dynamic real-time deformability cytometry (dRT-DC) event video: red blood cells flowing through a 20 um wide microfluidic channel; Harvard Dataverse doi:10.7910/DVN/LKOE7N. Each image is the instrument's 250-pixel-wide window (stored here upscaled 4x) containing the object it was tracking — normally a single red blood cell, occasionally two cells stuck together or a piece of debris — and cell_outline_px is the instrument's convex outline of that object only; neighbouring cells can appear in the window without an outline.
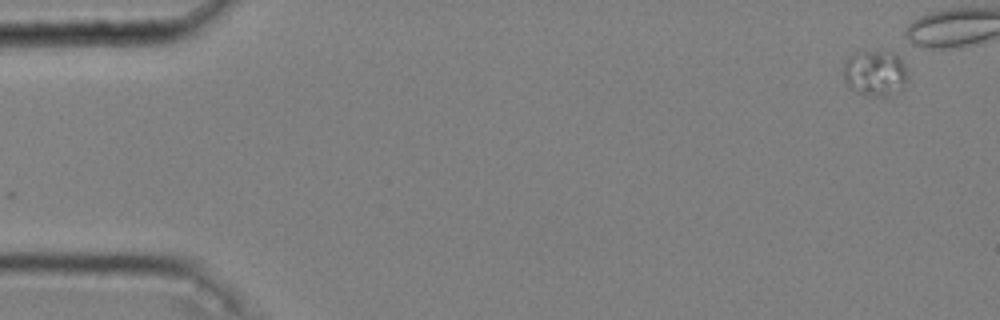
{"species": "common noctule bat (a hibernating species)", "species_latin": "Nyctalus noctula", "temperature_condition": "cold", "stored_images_in_passage": 7, "camera_frame_rate_fps": 3000, "um_per_image_px": 0.085, "animal": {"sex": "male", "body_mass_g": 20.4}, "frame": {"image": 1, "passage_image": 1, "time_ms": 0.0, "image_size_px": [1000, 320], "cell_outline_px": [[908, 80], [900, 92], [888, 96], [868, 96], [852, 88], [844, 80], [844, 64], [848, 56], [852, 52], [884, 48], [896, 48], [904, 64], [908, 76]], "centroid_in_image_um": [74.45, 6.12], "position_along_channel_um": 10.5, "area_um2": 18.21}}